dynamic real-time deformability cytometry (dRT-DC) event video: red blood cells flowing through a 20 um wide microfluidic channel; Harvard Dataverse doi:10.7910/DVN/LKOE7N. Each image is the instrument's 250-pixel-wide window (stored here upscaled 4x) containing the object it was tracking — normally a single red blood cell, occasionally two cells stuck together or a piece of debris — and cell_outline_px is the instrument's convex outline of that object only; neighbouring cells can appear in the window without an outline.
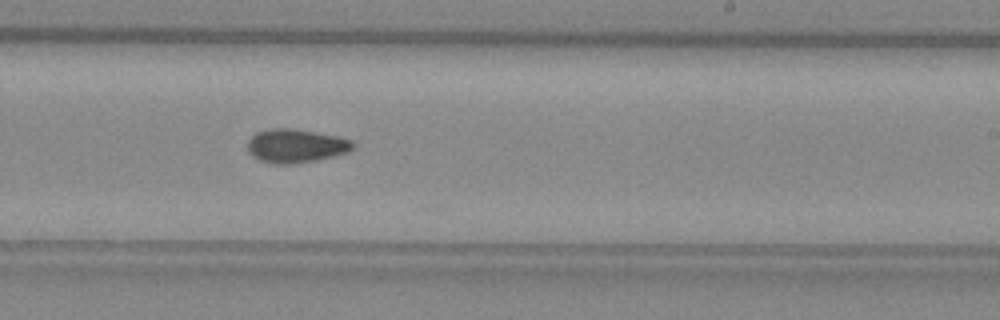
{"species": "common noctule bat (a hibernating species)", "species_latin": "Nyctalus noctula", "temperature_condition": "warm", "stored_images_in_passage": 27, "camera_frame_rate_fps": 3000, "um_per_image_px": 0.085, "animal": {"sex": "female", "body_mass_g": 29.2, "forearm_length_mm": 56.3}, "frame": {"image": 1, "passage_image": 16, "time_ms": 5.0, "image_size_px": [1000, 320], "cell_outline_px": [[356, 148], [348, 152], [316, 160], [292, 164], [272, 164], [260, 160], [252, 156], [248, 152], [248, 140], [256, 132], [268, 128], [292, 128], [336, 136], [352, 140]], "centroid_in_image_um": [25.13, 12.4], "position_along_channel_um": 263.9, "area_um2": 20.75}}
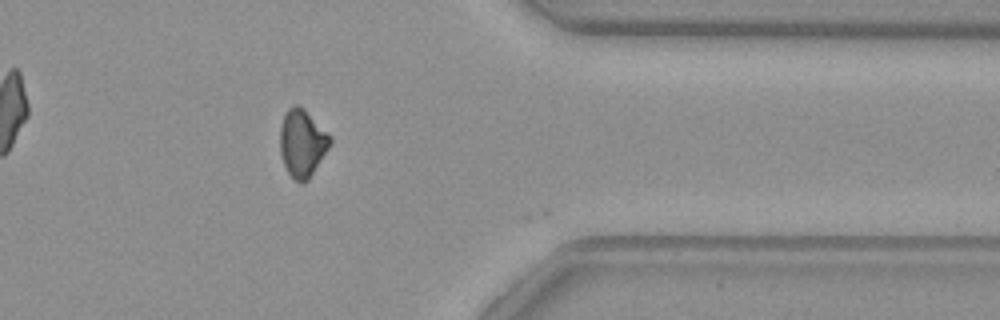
{"frame": {"image": 2, "passage_image": 26, "time_ms": 8.333, "image_size_px": [1000, 320], "cell_outline_px": [[332, 140], [328, 148], [308, 180], [304, 184], [300, 184], [288, 172], [284, 164], [280, 152], [280, 128], [284, 116], [288, 108], [292, 104], [296, 104], [304, 108]], "centroid_in_image_um": [25.66, 12.17], "position_along_channel_um": 385.7, "area_um2": 19.25}}